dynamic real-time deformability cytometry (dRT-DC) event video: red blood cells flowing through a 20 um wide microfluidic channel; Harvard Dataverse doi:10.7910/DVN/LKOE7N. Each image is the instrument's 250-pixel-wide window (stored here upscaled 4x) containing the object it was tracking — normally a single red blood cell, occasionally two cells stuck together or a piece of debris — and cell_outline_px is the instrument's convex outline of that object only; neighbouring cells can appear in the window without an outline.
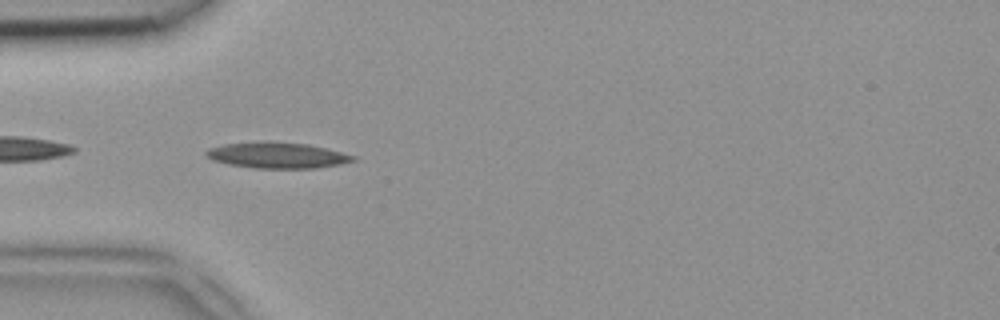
{"species": "common noctule bat (a hibernating species)", "species_latin": "Nyctalus noctula", "temperature_condition": "room temperature", "stored_images_in_passage": 28, "camera_frame_rate_fps": 3000, "um_per_image_px": 0.085, "animal": {"sex": "female", "body_mass_g": 18.4}, "frame": {"image": 1, "passage_image": 1, "time_ms": 0.0, "image_size_px": [1000, 320], "cell_outline_px": [[356, 160], [340, 164], [312, 168], [256, 168], [228, 164], [212, 160], [204, 152], [208, 148], [224, 144], [264, 140], [308, 144], [356, 156]], "centroid_in_image_um": [23.52, 13.18], "position_along_channel_um": 61.5, "area_um2": 22.2}}
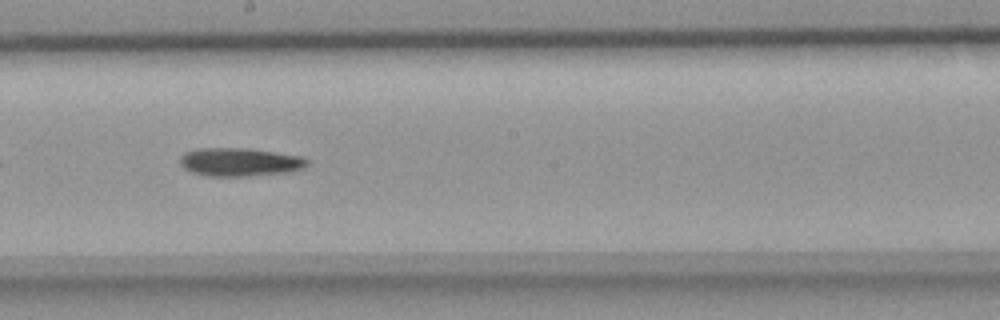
{"frame": {"image": 2, "passage_image": 13, "time_ms": 4.0, "image_size_px": [1000, 320], "cell_outline_px": [[308, 164], [304, 168], [288, 172], [248, 176], [208, 176], [192, 172], [184, 168], [180, 164], [180, 156], [184, 152], [196, 148], [248, 148], [304, 156], [308, 160]], "centroid_in_image_um": [20.39, 13.76], "position_along_channel_um": 227.8, "area_um2": 21.21}}
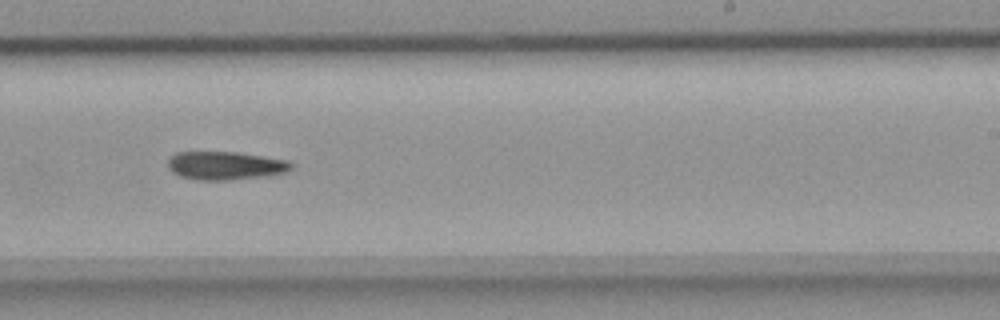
{"frame": {"image": 3, "passage_image": 16, "time_ms": 5.0, "image_size_px": [1000, 320], "cell_outline_px": [[292, 168], [284, 172], [268, 176], [228, 180], [196, 180], [180, 176], [172, 172], [168, 168], [168, 160], [176, 152], [236, 152], [264, 156], [288, 160], [292, 164]], "centroid_in_image_um": [19.15, 14.08], "position_along_channel_um": 269.9, "area_um2": 20.4}}